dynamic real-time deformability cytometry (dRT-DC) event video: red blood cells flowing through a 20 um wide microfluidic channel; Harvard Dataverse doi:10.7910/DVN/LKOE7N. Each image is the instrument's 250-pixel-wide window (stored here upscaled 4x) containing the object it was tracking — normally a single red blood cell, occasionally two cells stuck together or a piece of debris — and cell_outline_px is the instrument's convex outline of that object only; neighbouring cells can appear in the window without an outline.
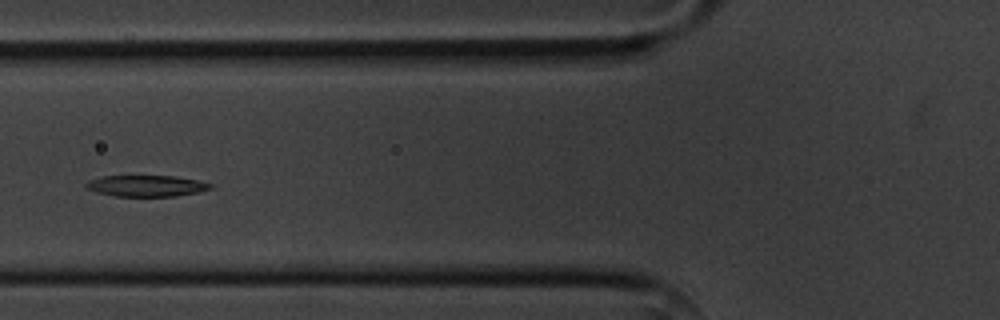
{"species": "common noctule bat (a hibernating species)", "species_latin": "Nyctalus noctula", "temperature_condition": "cold", "stored_images_in_passage": 4, "camera_frame_rate_fps": 3000, "um_per_image_px": 0.085, "animal": {"sex": "male", "body_mass_g": 20.1, "forearm_length_mm": 53.5}, "frame": {"image": 1, "passage_image": 4, "time_ms": 4.333, "image_size_px": [1000, 320], "cell_outline_px": [[212, 188], [200, 192], [176, 196], [116, 196], [96, 192], [84, 188], [84, 184], [88, 180], [100, 176], [176, 176], [196, 180], [212, 184]], "centroid_in_image_um": [12.4, 15.8], "position_along_channel_um": 113.4, "area_um2": 15.49}}